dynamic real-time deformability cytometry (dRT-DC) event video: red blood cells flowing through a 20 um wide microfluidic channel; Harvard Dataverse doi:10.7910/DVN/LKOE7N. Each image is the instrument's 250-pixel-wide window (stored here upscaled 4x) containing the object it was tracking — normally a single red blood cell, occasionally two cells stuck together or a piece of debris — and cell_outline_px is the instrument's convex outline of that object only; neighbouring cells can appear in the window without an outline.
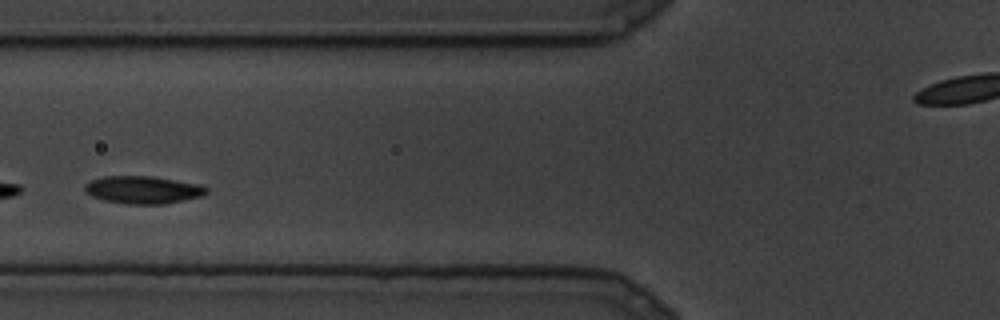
{"species": "common noctule bat (a hibernating species)", "species_latin": "Nyctalus noctula", "temperature_condition": "cold", "stored_images_in_passage": 8, "camera_frame_rate_fps": 3000, "um_per_image_px": 0.085, "animal": {"sex": "male", "body_mass_g": 19.5, "forearm_length_mm": 54.6}, "frame": {"image": 1, "passage_image": 5, "time_ms": 1.333, "image_size_px": [1000, 320], "cell_outline_px": [[208, 192], [200, 196], [164, 204], [128, 204], [104, 200], [92, 196], [84, 188], [84, 184], [92, 180], [104, 176], [152, 176], [200, 184], [208, 188]], "centroid_in_image_um": [12.16, 16.13], "position_along_channel_um": 113.6, "area_um2": 19.42}}
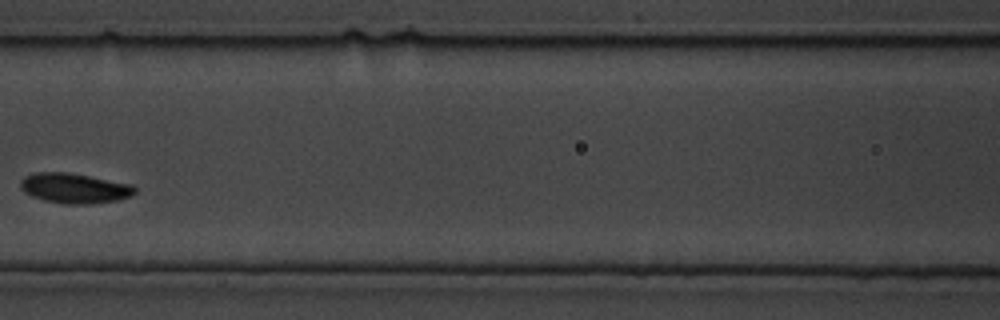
{"frame": {"image": 2, "passage_image": 7, "time_ms": 2.0, "image_size_px": [1000, 320], "cell_outline_px": [[136, 192], [128, 196], [116, 200], [84, 204], [64, 204], [44, 200], [32, 196], [24, 192], [20, 188], [20, 180], [24, 176], [32, 172], [68, 172], [132, 184], [136, 188]], "centroid_in_image_um": [6.27, 15.98], "position_along_channel_um": 160.3, "area_um2": 20.0}}